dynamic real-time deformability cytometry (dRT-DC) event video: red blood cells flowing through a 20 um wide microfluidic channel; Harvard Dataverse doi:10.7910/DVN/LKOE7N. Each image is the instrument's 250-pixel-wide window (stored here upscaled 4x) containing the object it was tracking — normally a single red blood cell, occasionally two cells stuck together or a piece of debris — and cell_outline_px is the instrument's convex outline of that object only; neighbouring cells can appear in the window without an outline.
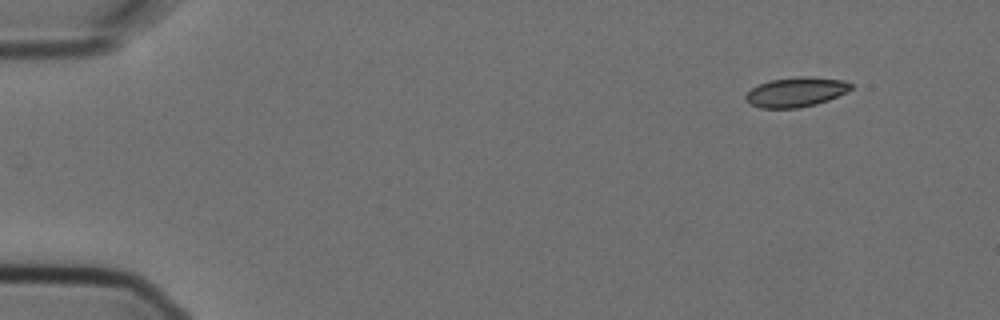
{"species": "Egyptian fruit bat (a non-hibernating species)", "species_latin": "Rousettus aegyptiacus", "temperature_condition": "cold", "stored_images_in_passage": 4, "camera_frame_rate_fps": 3000, "um_per_image_px": 0.085, "animal": {"sex": "female"}, "frame": {"image": 1, "passage_image": 1, "time_ms": 0.0, "image_size_px": [1000, 320], "cell_outline_px": [[852, 88], [848, 92], [828, 100], [816, 104], [800, 108], [760, 108], [748, 104], [744, 100], [744, 96], [752, 88], [760, 84], [772, 80], [796, 76], [808, 76], [844, 80], [852, 84]], "centroid_in_image_um": [67.65, 7.83], "position_along_channel_um": 17.3, "area_um2": 18.38}}